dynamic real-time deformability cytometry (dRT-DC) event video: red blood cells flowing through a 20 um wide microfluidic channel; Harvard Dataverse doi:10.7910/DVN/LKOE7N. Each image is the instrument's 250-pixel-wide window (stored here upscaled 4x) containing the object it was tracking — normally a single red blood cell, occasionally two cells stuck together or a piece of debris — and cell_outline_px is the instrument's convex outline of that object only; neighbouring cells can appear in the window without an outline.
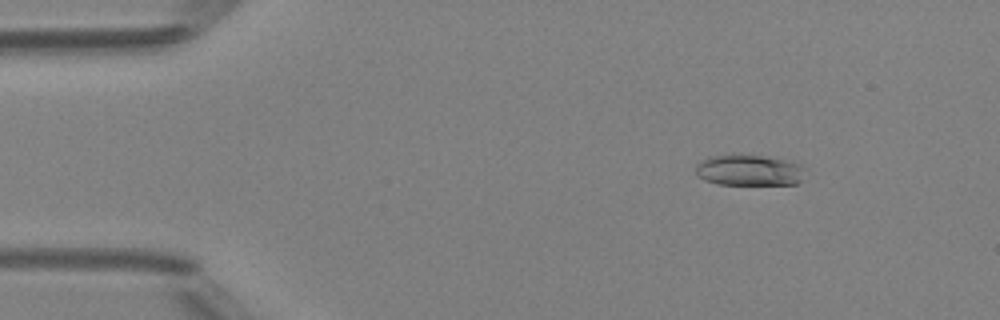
{"species": "Egyptian fruit bat (a non-hibernating species)", "species_latin": "Rousettus aegyptiacus", "temperature_condition": "room temperature", "stored_images_in_passage": 50, "camera_frame_rate_fps": 3000, "um_per_image_px": 0.085, "animal": {"sex": "female"}, "frame": {"image": 1, "passage_image": 7, "time_ms": 2.0, "image_size_px": [1000, 320], "cell_outline_px": [[808, 168], [800, 180], [796, 184], [716, 184], [704, 180], [696, 176], [696, 164], [700, 160], [708, 156], [764, 156], [788, 160], [800, 164]], "centroid_in_image_um": [63.69, 14.48], "position_along_channel_um": 21.3, "area_um2": 19.77}}
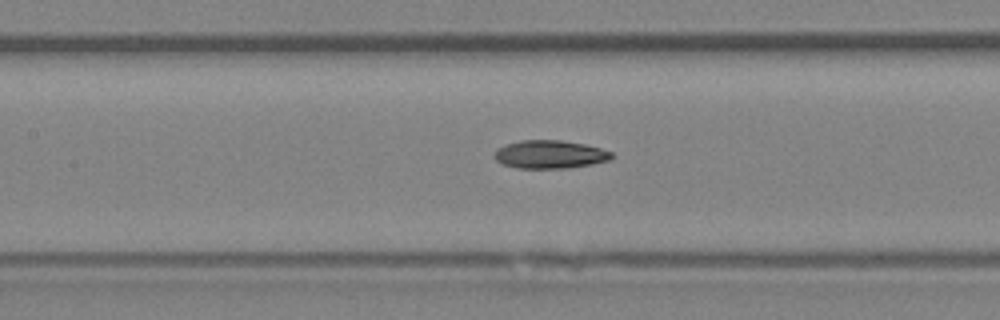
{"frame": {"image": 2, "passage_image": 23, "time_ms": 7.333, "image_size_px": [1000, 320], "cell_outline_px": [[612, 160], [592, 164], [568, 168], [516, 168], [504, 164], [496, 160], [492, 156], [496, 148], [504, 144], [520, 140], [560, 140], [584, 144], [600, 148], [612, 152]], "centroid_in_image_um": [46.71, 13.12], "position_along_channel_um": 160.7, "area_um2": 19.42}}
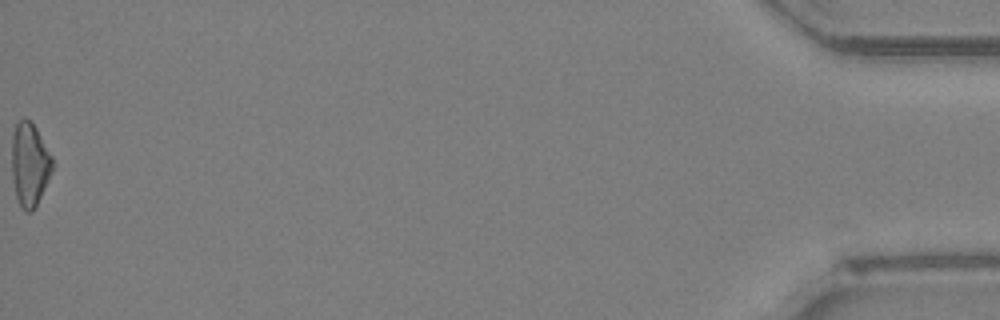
{"frame": {"image": 3, "passage_image": 50, "time_ms": 16.333, "image_size_px": [1000, 320], "cell_outline_px": [[52, 172], [32, 212], [24, 212], [20, 208], [16, 196], [12, 176], [12, 136], [16, 124], [24, 116], [32, 120], [52, 156]], "centroid_in_image_um": [2.51, 13.94], "position_along_channel_um": 432.7, "area_um2": 19.83}, "authors_computed_cell_mechanics": {"area_um2": 19.3052, "velocity_mm_per_s": 4.1951, "shape_relaxation_time_tau1_ms": 4.3817, "shape_relaxation_time_tau2_ms": 4.7018, "deformation_change_tau1": 0.1625, "deformation_change_tau2": 0.092}}